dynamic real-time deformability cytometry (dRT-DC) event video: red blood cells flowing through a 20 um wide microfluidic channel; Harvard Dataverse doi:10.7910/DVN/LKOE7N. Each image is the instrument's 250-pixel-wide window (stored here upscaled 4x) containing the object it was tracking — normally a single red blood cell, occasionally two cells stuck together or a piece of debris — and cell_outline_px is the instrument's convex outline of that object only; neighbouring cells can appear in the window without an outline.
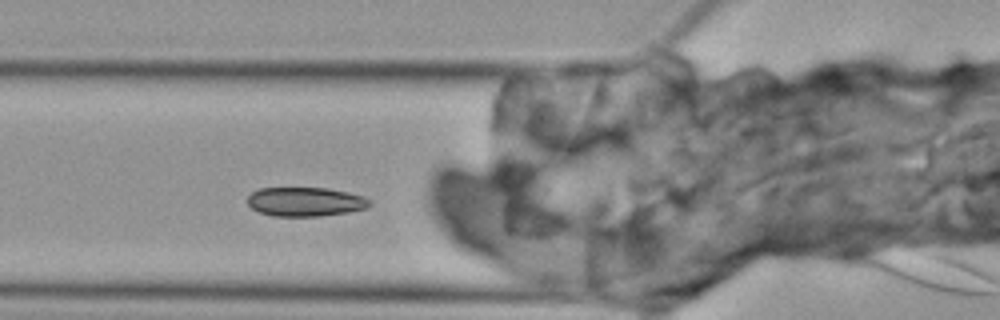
{"species": "Egyptian fruit bat (a non-hibernating species)", "species_latin": "Rousettus aegyptiacus", "temperature_condition": "cold", "stored_images_in_passage": 3, "segment_of_instrument_passage": [1, 2], "camera_frame_rate_fps": 3000, "um_per_image_px": 0.085, "animal": {"sex": "female"}, "frame": {"image": 1, "passage_image": 2, "time_ms": 1.0, "image_size_px": [1000, 320], "cell_outline_px": [[372, 204], [368, 208], [348, 212], [320, 216], [272, 216], [260, 212], [252, 208], [248, 204], [248, 196], [252, 192], [260, 188], [328, 188], [348, 192], [364, 196], [372, 200]], "centroid_in_image_um": [26.0, 17.15], "position_along_channel_um": 99.8, "area_um2": 20.87}}